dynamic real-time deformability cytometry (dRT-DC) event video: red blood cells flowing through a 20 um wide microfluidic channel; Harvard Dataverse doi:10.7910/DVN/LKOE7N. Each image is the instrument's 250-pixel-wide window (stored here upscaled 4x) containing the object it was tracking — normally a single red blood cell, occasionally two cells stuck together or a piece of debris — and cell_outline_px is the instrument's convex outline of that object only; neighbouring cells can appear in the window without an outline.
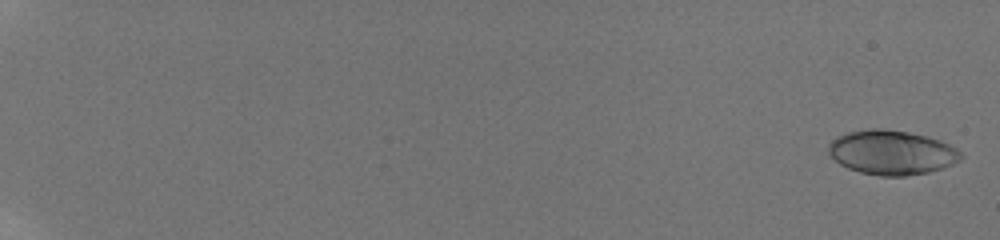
{"species": "human", "species_latin": "Homo sapiens", "temperature_condition": "room temperature", "stored_images_in_passage": 58, "camera_frame_rate_fps": 3000, "um_per_image_px": 0.085, "donor": {"sex": "male"}, "frame": {"image": 1, "passage_image": 2, "time_ms": 0.333, "image_size_px": [1000, 240], "cell_outline_px": [[964, 156], [960, 160], [944, 168], [928, 172], [904, 176], [880, 176], [860, 172], [848, 168], [840, 164], [828, 152], [828, 144], [836, 136], [848, 132], [872, 128], [884, 128], [908, 132], [928, 136], [940, 140], [956, 148]], "centroid_in_image_um": [75.8, 12.95], "position_along_channel_um": 9.2, "area_um2": 34.39}}
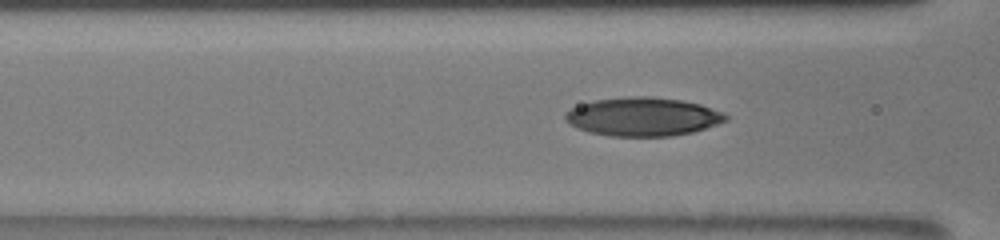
{"frame": {"image": 2, "passage_image": 29, "time_ms": 9.333, "image_size_px": [1000, 240], "cell_outline_px": [[728, 120], [692, 132], [672, 136], [608, 136], [588, 132], [568, 124], [564, 120], [564, 116], [572, 108], [580, 104], [596, 100], [628, 96], [652, 96], [680, 100], [700, 104], [724, 112], [728, 116]], "centroid_in_image_um": [54.63, 9.92], "position_along_channel_um": 112.0, "area_um2": 36.13}}
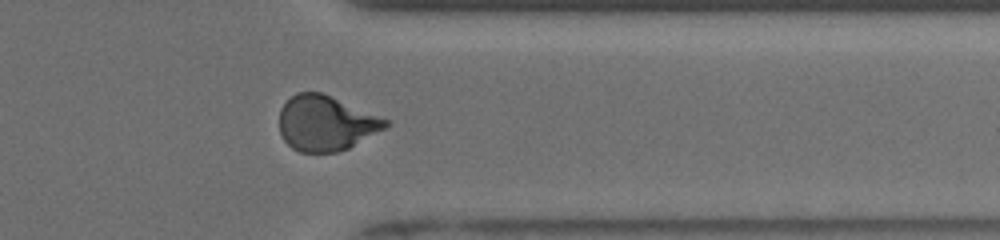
{"frame": {"image": 3, "passage_image": 50, "time_ms": 16.333, "image_size_px": [1000, 240], "cell_outline_px": [[392, 124], [348, 148], [336, 152], [300, 152], [292, 148], [284, 140], [280, 132], [280, 108], [296, 92], [320, 92], [392, 120]], "centroid_in_image_um": [27.72, 10.47], "position_along_channel_um": 383.7, "area_um2": 34.04}, "authors_computed_cell_mechanics": {"area_um2": 33.6685, "velocity_mm_per_s": 3.8897, "shape_relaxation_time_tau1_ms": 4.6148, "shape_relaxation_time_tau2_ms": 1.1689, "deformation_change_tau1": 0.1685, "deformation_change_tau2": 0.0593}}